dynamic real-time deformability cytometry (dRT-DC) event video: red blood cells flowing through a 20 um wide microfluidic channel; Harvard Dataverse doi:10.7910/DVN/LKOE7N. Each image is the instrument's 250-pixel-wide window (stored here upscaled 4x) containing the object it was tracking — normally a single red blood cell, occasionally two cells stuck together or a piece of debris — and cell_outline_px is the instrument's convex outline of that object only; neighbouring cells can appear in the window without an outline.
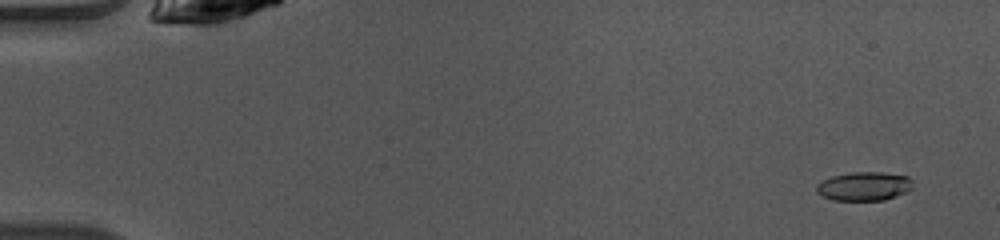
{"species": "common noctule bat (a hibernating species)", "species_latin": "Nyctalus noctula", "temperature_condition": "warm", "stored_images_in_passage": 49, "camera_frame_rate_fps": 3000, "um_per_image_px": 0.085, "animal": {"sex": "female", "body_mass_g": 10.0, "forearm_length_mm": 53.1}, "frame": {"image": 1, "passage_image": 3, "time_ms": 0.667, "image_size_px": [1000, 240], "cell_outline_px": [[912, 188], [896, 196], [884, 200], [832, 200], [816, 192], [816, 184], [832, 176], [852, 172], [880, 172], [908, 176], [912, 180]], "centroid_in_image_um": [73.44, 15.83], "position_along_channel_um": 11.6, "area_um2": 16.07}}
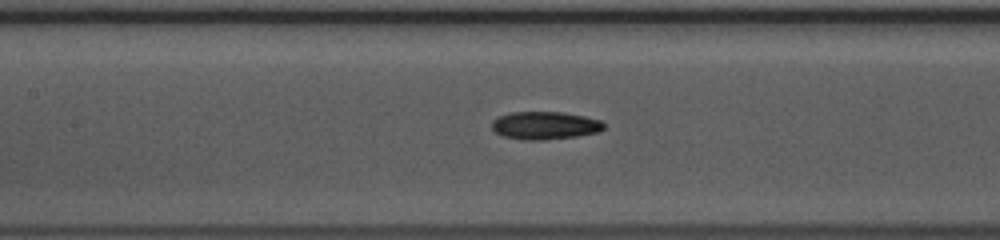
{"frame": {"image": 2, "passage_image": 23, "time_ms": 7.333, "image_size_px": [1000, 240], "cell_outline_px": [[604, 128], [596, 132], [576, 136], [544, 140], [524, 140], [500, 136], [492, 128], [492, 120], [500, 116], [512, 112], [564, 112], [584, 116], [600, 120], [604, 124]], "centroid_in_image_um": [46.28, 10.67], "position_along_channel_um": 161.1, "area_um2": 18.15}}
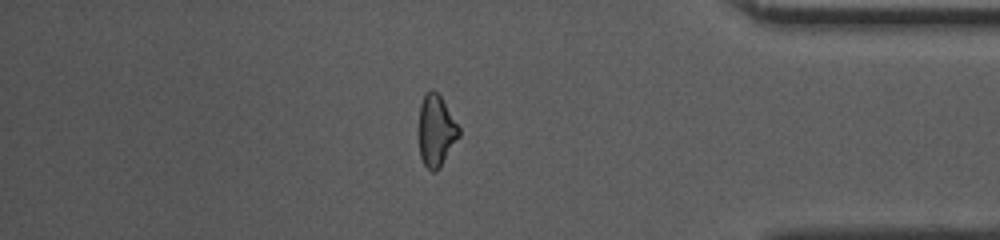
{"frame": {"image": 3, "passage_image": 42, "time_ms": 13.667, "image_size_px": [1000, 240], "cell_outline_px": [[460, 136], [440, 168], [436, 172], [432, 172], [424, 164], [420, 156], [420, 104], [424, 96], [432, 88], [440, 96], [460, 128]], "centroid_in_image_um": [37.09, 11.14], "position_along_channel_um": 398.1, "area_um2": 16.47}, "authors_computed_cell_mechanics": {"area_um2": 17.2822, "velocity_mm_per_s": 4.1294, "shape_relaxation_time_tau1_ms": 5.438, "shape_relaxation_time_tau2_ms": 2.9526, "deformation_change_tau1": 0.1817, "deformation_change_tau2": 0.1077}}